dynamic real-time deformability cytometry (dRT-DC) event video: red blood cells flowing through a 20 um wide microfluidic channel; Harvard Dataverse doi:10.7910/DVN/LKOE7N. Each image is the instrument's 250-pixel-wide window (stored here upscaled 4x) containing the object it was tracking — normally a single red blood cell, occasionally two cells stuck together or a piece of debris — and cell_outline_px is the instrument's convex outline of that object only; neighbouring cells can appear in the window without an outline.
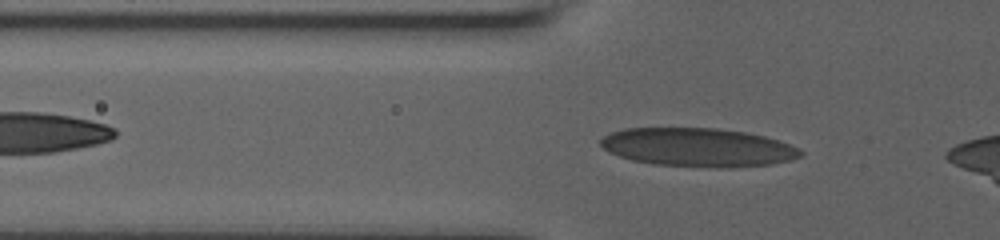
{"species": "human", "species_latin": "Homo sapiens", "temperature_condition": "room temperature", "stored_images_in_passage": 8, "camera_frame_rate_fps": 3000, "um_per_image_px": 0.085, "donor": {"sex": "male"}, "frame": {"image": 1, "passage_image": 8, "time_ms": 2.667, "image_size_px": [1000, 240], "cell_outline_px": [[804, 152], [800, 156], [788, 160], [772, 164], [724, 168], [716, 168], [656, 164], [632, 160], [608, 152], [600, 144], [600, 140], [604, 136], [612, 132], [624, 128], [716, 128], [744, 132], [764, 136], [800, 148]], "centroid_in_image_um": [59.31, 12.52], "position_along_channel_um": 66.5, "area_um2": 44.8}}